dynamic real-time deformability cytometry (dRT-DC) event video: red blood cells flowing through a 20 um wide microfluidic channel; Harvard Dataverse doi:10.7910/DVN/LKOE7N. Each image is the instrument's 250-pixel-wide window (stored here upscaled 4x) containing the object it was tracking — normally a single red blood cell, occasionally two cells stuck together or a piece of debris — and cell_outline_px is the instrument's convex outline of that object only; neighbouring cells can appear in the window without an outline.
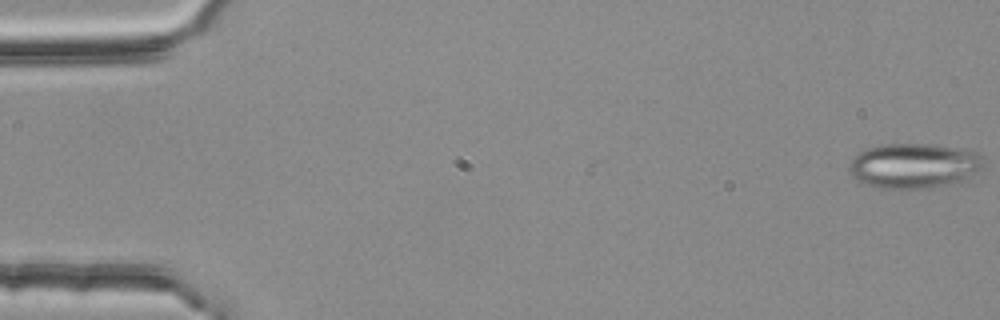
{"species": "common noctule bat (a hibernating species)", "species_latin": "Nyctalus noctula", "temperature_condition": "room temperature", "stored_images_in_passage": 54, "segment_of_instrument_passage": [1, 2], "camera_frame_rate_fps": 3000, "um_per_image_px": 0.085, "animal": {"sex": "female", "body_mass_g": 25.1}, "frame": {"image": 1, "passage_image": 1, "time_ms": 0.0, "image_size_px": [1000, 320], "cell_outline_px": [[984, 168], [980, 172], [968, 180], [952, 184], [928, 188], [876, 188], [864, 184], [856, 180], [852, 176], [848, 168], [848, 164], [852, 156], [868, 148], [880, 144], [928, 144], [960, 148], [976, 152], [984, 156]], "centroid_in_image_um": [77.72, 14.1], "position_along_channel_um": 7.3, "area_um2": 36.07}}